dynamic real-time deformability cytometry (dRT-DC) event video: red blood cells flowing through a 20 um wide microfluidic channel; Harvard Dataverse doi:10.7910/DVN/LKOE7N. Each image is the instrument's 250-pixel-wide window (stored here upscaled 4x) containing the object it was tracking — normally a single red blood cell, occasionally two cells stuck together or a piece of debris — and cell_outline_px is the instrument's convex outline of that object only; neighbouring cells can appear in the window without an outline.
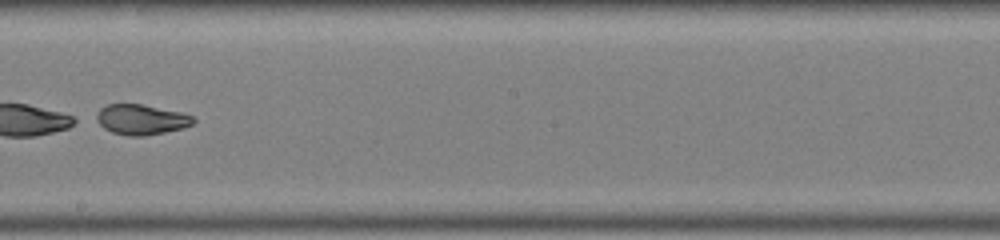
{"species": "common noctule bat (a hibernating species)", "species_latin": "Nyctalus noctula", "temperature_condition": "warm", "stored_images_in_passage": 45, "segment_of_instrument_passage": [2, 2], "camera_frame_rate_fps": 3000, "um_per_image_px": 0.085, "animal": {"sex": "male", "body_mass_g": 19.0, "forearm_length_mm": 50.8}, "frame": {"image": 1, "passage_image": 27, "time_ms": 8.667, "image_size_px": [1000, 240], "cell_outline_px": [[196, 120], [192, 124], [184, 128], [144, 136], [128, 136], [112, 132], [104, 128], [92, 120], [96, 112], [100, 108], [108, 104], [140, 104], [180, 112], [192, 116]], "centroid_in_image_um": [11.93, 10.16], "position_along_channel_um": 236.3, "area_um2": 17.22}}
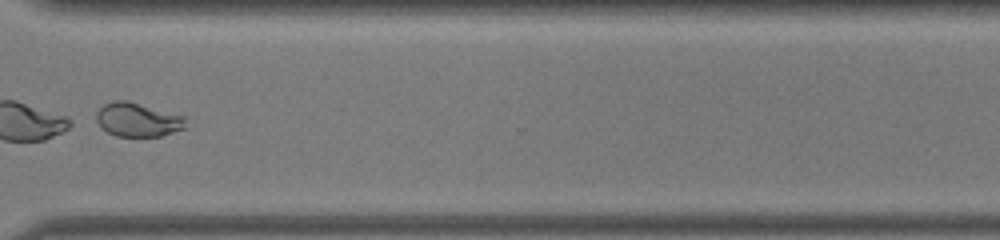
{"frame": {"image": 2, "passage_image": 35, "time_ms": 11.333, "image_size_px": [1000, 240], "cell_outline_px": [[188, 116], [184, 128], [160, 136], [116, 136], [100, 128], [96, 120], [96, 112], [104, 104], [112, 100], [128, 100]], "centroid_in_image_um": [11.71, 10.15], "position_along_channel_um": 358.9, "area_um2": 17.98}}